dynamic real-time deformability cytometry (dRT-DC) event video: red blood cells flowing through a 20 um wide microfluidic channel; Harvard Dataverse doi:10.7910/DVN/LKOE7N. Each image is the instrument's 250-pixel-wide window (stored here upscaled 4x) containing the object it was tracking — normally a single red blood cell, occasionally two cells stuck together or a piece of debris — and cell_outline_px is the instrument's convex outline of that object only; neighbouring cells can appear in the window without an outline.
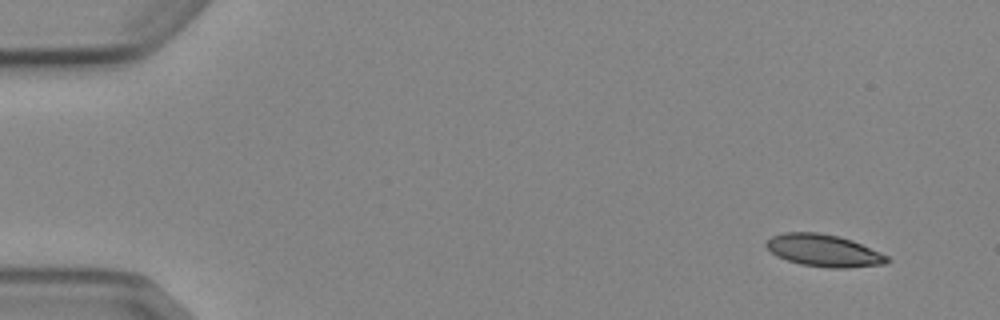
{"species": "Egyptian fruit bat (a non-hibernating species)", "species_latin": "Rousettus aegyptiacus", "temperature_condition": "cold", "stored_images_in_passage": 5, "camera_frame_rate_fps": 3000, "um_per_image_px": 0.085, "animal": {"sex": "female"}, "frame": {"image": 1, "passage_image": 1, "time_ms": 0.0, "image_size_px": [1000, 320], "cell_outline_px": [[892, 260], [884, 264], [848, 268], [828, 268], [800, 264], [776, 256], [764, 244], [772, 236], [784, 232], [816, 232], [840, 236], [852, 240], [880, 252], [888, 256]], "centroid_in_image_um": [70.04, 21.3], "position_along_channel_um": 15.0, "area_um2": 22.72}}
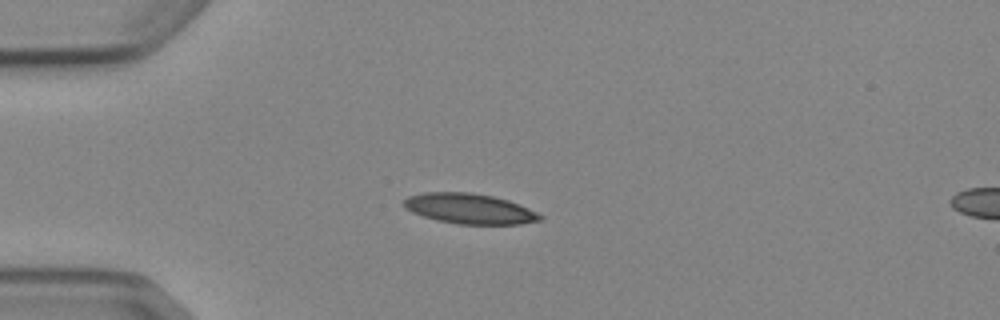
{"frame": {"image": 2, "passage_image": 4, "time_ms": 3.333, "image_size_px": [1000, 320], "cell_outline_px": [[544, 216], [540, 220], [520, 224], [456, 224], [436, 220], [412, 212], [404, 204], [404, 200], [408, 196], [424, 192], [468, 192], [492, 196], [508, 200], [528, 208]], "centroid_in_image_um": [39.91, 17.74], "position_along_channel_um": 45.1, "area_um2": 23.81}}